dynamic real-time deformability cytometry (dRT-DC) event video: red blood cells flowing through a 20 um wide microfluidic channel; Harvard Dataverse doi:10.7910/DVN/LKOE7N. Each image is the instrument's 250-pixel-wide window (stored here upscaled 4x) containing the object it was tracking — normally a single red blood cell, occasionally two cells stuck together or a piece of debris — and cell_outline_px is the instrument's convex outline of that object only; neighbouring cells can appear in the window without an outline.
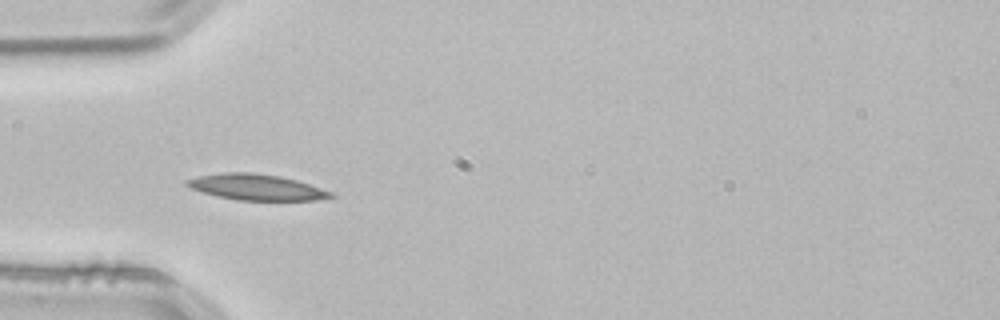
{"species": "common noctule bat (a hibernating species)", "species_latin": "Nyctalus noctula", "temperature_condition": "room temperature", "stored_images_in_passage": 38, "camera_frame_rate_fps": 3000, "um_per_image_px": 0.085, "animal": {"sex": "male", "body_mass_g": 21.5, "forearm_length_mm": 52.0}, "frame": {"image": 1, "passage_image": 1, "time_ms": 0.0, "image_size_px": [1000, 320], "cell_outline_px": [[336, 196], [312, 200], [236, 200], [216, 196], [200, 192], [184, 184], [184, 180], [200, 176], [220, 172], [252, 172], [280, 176], [296, 180], [332, 192]], "centroid_in_image_um": [21.73, 15.9], "position_along_channel_um": 63.3, "area_um2": 21.68}}
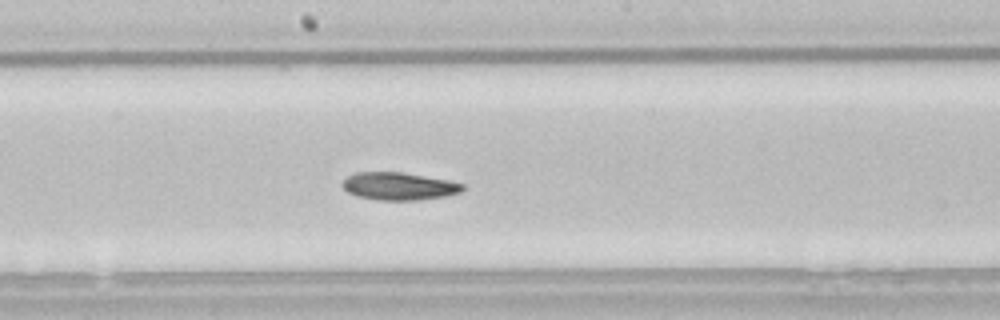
{"frame": {"image": 2, "passage_image": 13, "time_ms": 4.0, "image_size_px": [1000, 320], "cell_outline_px": [[464, 188], [460, 192], [448, 196], [420, 200], [380, 200], [356, 196], [348, 192], [340, 184], [348, 176], [356, 172], [400, 172], [452, 180], [464, 184]], "centroid_in_image_um": [33.94, 15.83], "position_along_channel_um": 214.3, "area_um2": 19.54}}
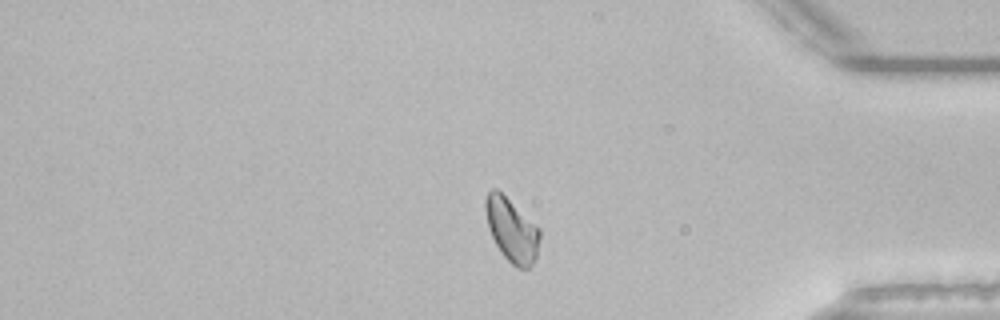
{"frame": {"image": 3, "passage_image": 29, "time_ms": 9.333, "image_size_px": [1000, 320], "cell_outline_px": [[540, 236], [536, 256], [532, 264], [528, 268], [516, 268], [504, 256], [496, 244], [488, 228], [484, 208], [484, 200], [488, 192], [492, 188], [496, 188], [540, 228]], "centroid_in_image_um": [43.48, 19.53], "position_along_channel_um": 391.7, "area_um2": 19.94}, "authors_computed_cell_mechanics": {"area_um2": 19.9121, "velocity_mm_per_s": 3.8063, "shape_relaxation_time_tau1_ms": 3.5275, "shape_relaxation_time_tau2_ms": null, "deformation_change_tau1": 0.1148, "deformation_change_tau2": null}}